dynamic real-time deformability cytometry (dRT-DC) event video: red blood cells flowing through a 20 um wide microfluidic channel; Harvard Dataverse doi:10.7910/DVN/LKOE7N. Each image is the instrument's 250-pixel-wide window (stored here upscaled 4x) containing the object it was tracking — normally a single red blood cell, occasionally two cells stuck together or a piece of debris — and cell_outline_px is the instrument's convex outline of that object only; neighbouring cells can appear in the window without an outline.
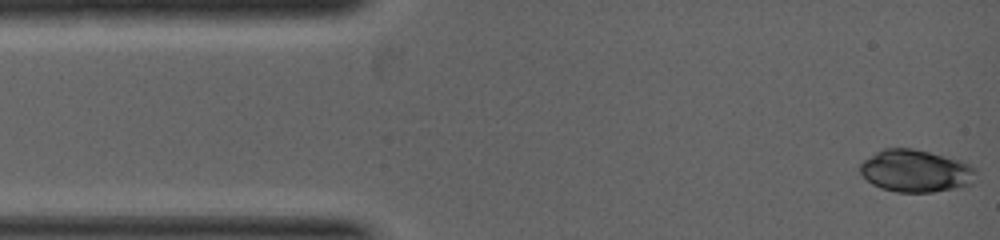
{"species": "common noctule bat (a hibernating species)", "species_latin": "Nyctalus noctula", "temperature_condition": "warm", "stored_images_in_passage": 11, "camera_frame_rate_fps": 5000, "um_per_image_px": 0.085, "animal": {"sex": "female", "body_mass_g": 19.0, "forearm_length_mm": 53.3}, "frame": {"image": 1, "passage_image": 1, "time_ms": 0.0, "image_size_px": [1000, 240], "cell_outline_px": [[976, 168], [972, 184], [960, 188], [932, 192], [896, 192], [880, 188], [872, 184], [860, 172], [860, 164], [864, 160], [876, 152], [884, 148], [912, 148], [960, 160]], "centroid_in_image_um": [77.84, 14.54], "position_along_channel_um": 7.2, "area_um2": 28.55}}
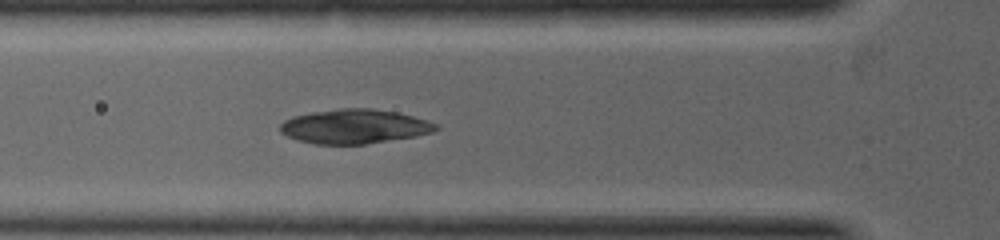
{"frame": {"image": 2, "passage_image": 7, "time_ms": 2.2, "image_size_px": [1000, 240], "cell_outline_px": [[440, 128], [432, 132], [416, 136], [364, 144], [316, 144], [296, 140], [280, 132], [280, 124], [284, 120], [292, 116], [312, 112], [340, 108], [372, 108], [396, 112], [412, 116], [440, 124]], "centroid_in_image_um": [30.12, 10.74], "position_along_channel_um": 95.7, "area_um2": 31.21}}
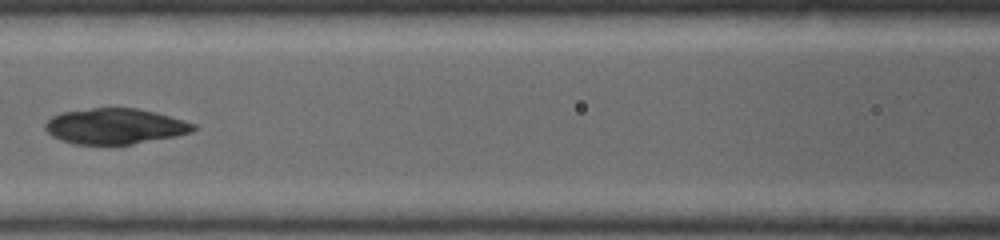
{"frame": {"image": 3, "passage_image": 10, "time_ms": 3.0, "image_size_px": [1000, 240], "cell_outline_px": [[196, 128], [192, 132], [176, 136], [132, 144], [76, 144], [60, 140], [52, 136], [44, 128], [44, 124], [52, 116], [60, 112], [92, 108], [136, 108], [184, 120], [196, 124]], "centroid_in_image_um": [9.75, 10.73], "position_along_channel_um": 156.8, "area_um2": 30.63}}